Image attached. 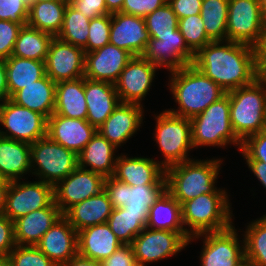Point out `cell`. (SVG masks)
Returning <instances> with one entry per match:
<instances>
[{
  "instance_id": "obj_40",
  "label": "cell",
  "mask_w": 266,
  "mask_h": 266,
  "mask_svg": "<svg viewBox=\"0 0 266 266\" xmlns=\"http://www.w3.org/2000/svg\"><path fill=\"white\" fill-rule=\"evenodd\" d=\"M89 24L90 19L68 3L62 28L56 37L83 49L87 45Z\"/></svg>"
},
{
  "instance_id": "obj_57",
  "label": "cell",
  "mask_w": 266,
  "mask_h": 266,
  "mask_svg": "<svg viewBox=\"0 0 266 266\" xmlns=\"http://www.w3.org/2000/svg\"><path fill=\"white\" fill-rule=\"evenodd\" d=\"M107 11L110 14L122 12L124 0H105Z\"/></svg>"
},
{
  "instance_id": "obj_34",
  "label": "cell",
  "mask_w": 266,
  "mask_h": 266,
  "mask_svg": "<svg viewBox=\"0 0 266 266\" xmlns=\"http://www.w3.org/2000/svg\"><path fill=\"white\" fill-rule=\"evenodd\" d=\"M8 87V98L18 90L46 75L45 61L10 56L4 60Z\"/></svg>"
},
{
  "instance_id": "obj_54",
  "label": "cell",
  "mask_w": 266,
  "mask_h": 266,
  "mask_svg": "<svg viewBox=\"0 0 266 266\" xmlns=\"http://www.w3.org/2000/svg\"><path fill=\"white\" fill-rule=\"evenodd\" d=\"M257 49V65L260 76H266V24L262 40Z\"/></svg>"
},
{
  "instance_id": "obj_7",
  "label": "cell",
  "mask_w": 266,
  "mask_h": 266,
  "mask_svg": "<svg viewBox=\"0 0 266 266\" xmlns=\"http://www.w3.org/2000/svg\"><path fill=\"white\" fill-rule=\"evenodd\" d=\"M156 126L154 139L163 155L159 164L167 169L175 164L193 159L189 158L192 144L190 119L174 115L166 109L159 114H154Z\"/></svg>"
},
{
  "instance_id": "obj_49",
  "label": "cell",
  "mask_w": 266,
  "mask_h": 266,
  "mask_svg": "<svg viewBox=\"0 0 266 266\" xmlns=\"http://www.w3.org/2000/svg\"><path fill=\"white\" fill-rule=\"evenodd\" d=\"M15 246L14 222L0 215V258H6Z\"/></svg>"
},
{
  "instance_id": "obj_56",
  "label": "cell",
  "mask_w": 266,
  "mask_h": 266,
  "mask_svg": "<svg viewBox=\"0 0 266 266\" xmlns=\"http://www.w3.org/2000/svg\"><path fill=\"white\" fill-rule=\"evenodd\" d=\"M64 266H100L97 261L85 258L79 254L71 258Z\"/></svg>"
},
{
  "instance_id": "obj_60",
  "label": "cell",
  "mask_w": 266,
  "mask_h": 266,
  "mask_svg": "<svg viewBox=\"0 0 266 266\" xmlns=\"http://www.w3.org/2000/svg\"><path fill=\"white\" fill-rule=\"evenodd\" d=\"M9 181L3 176L2 172L0 171V185H9Z\"/></svg>"
},
{
  "instance_id": "obj_35",
  "label": "cell",
  "mask_w": 266,
  "mask_h": 266,
  "mask_svg": "<svg viewBox=\"0 0 266 266\" xmlns=\"http://www.w3.org/2000/svg\"><path fill=\"white\" fill-rule=\"evenodd\" d=\"M69 0L31 3L27 25L56 37L63 24Z\"/></svg>"
},
{
  "instance_id": "obj_10",
  "label": "cell",
  "mask_w": 266,
  "mask_h": 266,
  "mask_svg": "<svg viewBox=\"0 0 266 266\" xmlns=\"http://www.w3.org/2000/svg\"><path fill=\"white\" fill-rule=\"evenodd\" d=\"M265 24L260 0H229L227 40L257 48Z\"/></svg>"
},
{
  "instance_id": "obj_25",
  "label": "cell",
  "mask_w": 266,
  "mask_h": 266,
  "mask_svg": "<svg viewBox=\"0 0 266 266\" xmlns=\"http://www.w3.org/2000/svg\"><path fill=\"white\" fill-rule=\"evenodd\" d=\"M86 120L99 128L120 103L115 84L85 78Z\"/></svg>"
},
{
  "instance_id": "obj_59",
  "label": "cell",
  "mask_w": 266,
  "mask_h": 266,
  "mask_svg": "<svg viewBox=\"0 0 266 266\" xmlns=\"http://www.w3.org/2000/svg\"><path fill=\"white\" fill-rule=\"evenodd\" d=\"M260 5H261L263 19L266 23V0H260Z\"/></svg>"
},
{
  "instance_id": "obj_19",
  "label": "cell",
  "mask_w": 266,
  "mask_h": 266,
  "mask_svg": "<svg viewBox=\"0 0 266 266\" xmlns=\"http://www.w3.org/2000/svg\"><path fill=\"white\" fill-rule=\"evenodd\" d=\"M132 57L126 50L108 43L100 49L85 53L84 77L115 84Z\"/></svg>"
},
{
  "instance_id": "obj_6",
  "label": "cell",
  "mask_w": 266,
  "mask_h": 266,
  "mask_svg": "<svg viewBox=\"0 0 266 266\" xmlns=\"http://www.w3.org/2000/svg\"><path fill=\"white\" fill-rule=\"evenodd\" d=\"M190 121L192 144L195 149L205 146L226 148L229 145L236 146L238 151L241 149L242 142L236 137L230 122L228 92Z\"/></svg>"
},
{
  "instance_id": "obj_21",
  "label": "cell",
  "mask_w": 266,
  "mask_h": 266,
  "mask_svg": "<svg viewBox=\"0 0 266 266\" xmlns=\"http://www.w3.org/2000/svg\"><path fill=\"white\" fill-rule=\"evenodd\" d=\"M150 40L143 17L117 12L111 14L109 43L132 56H141Z\"/></svg>"
},
{
  "instance_id": "obj_52",
  "label": "cell",
  "mask_w": 266,
  "mask_h": 266,
  "mask_svg": "<svg viewBox=\"0 0 266 266\" xmlns=\"http://www.w3.org/2000/svg\"><path fill=\"white\" fill-rule=\"evenodd\" d=\"M203 0H168L178 19L201 13Z\"/></svg>"
},
{
  "instance_id": "obj_42",
  "label": "cell",
  "mask_w": 266,
  "mask_h": 266,
  "mask_svg": "<svg viewBox=\"0 0 266 266\" xmlns=\"http://www.w3.org/2000/svg\"><path fill=\"white\" fill-rule=\"evenodd\" d=\"M149 35H165L178 28L179 19L167 2L144 17Z\"/></svg>"
},
{
  "instance_id": "obj_33",
  "label": "cell",
  "mask_w": 266,
  "mask_h": 266,
  "mask_svg": "<svg viewBox=\"0 0 266 266\" xmlns=\"http://www.w3.org/2000/svg\"><path fill=\"white\" fill-rule=\"evenodd\" d=\"M53 114L86 120L85 77L56 83Z\"/></svg>"
},
{
  "instance_id": "obj_36",
  "label": "cell",
  "mask_w": 266,
  "mask_h": 266,
  "mask_svg": "<svg viewBox=\"0 0 266 266\" xmlns=\"http://www.w3.org/2000/svg\"><path fill=\"white\" fill-rule=\"evenodd\" d=\"M53 38V35L26 24L18 33L12 56L45 61Z\"/></svg>"
},
{
  "instance_id": "obj_38",
  "label": "cell",
  "mask_w": 266,
  "mask_h": 266,
  "mask_svg": "<svg viewBox=\"0 0 266 266\" xmlns=\"http://www.w3.org/2000/svg\"><path fill=\"white\" fill-rule=\"evenodd\" d=\"M243 235L245 259L266 266V214L247 223Z\"/></svg>"
},
{
  "instance_id": "obj_12",
  "label": "cell",
  "mask_w": 266,
  "mask_h": 266,
  "mask_svg": "<svg viewBox=\"0 0 266 266\" xmlns=\"http://www.w3.org/2000/svg\"><path fill=\"white\" fill-rule=\"evenodd\" d=\"M238 234L233 224L223 231L192 236L188 245L194 239L198 240L202 237L200 239L203 240V248L199 256L200 266H238L245 259L244 240H241Z\"/></svg>"
},
{
  "instance_id": "obj_4",
  "label": "cell",
  "mask_w": 266,
  "mask_h": 266,
  "mask_svg": "<svg viewBox=\"0 0 266 266\" xmlns=\"http://www.w3.org/2000/svg\"><path fill=\"white\" fill-rule=\"evenodd\" d=\"M228 94L231 126L241 142L266 130V76H260L252 84Z\"/></svg>"
},
{
  "instance_id": "obj_14",
  "label": "cell",
  "mask_w": 266,
  "mask_h": 266,
  "mask_svg": "<svg viewBox=\"0 0 266 266\" xmlns=\"http://www.w3.org/2000/svg\"><path fill=\"white\" fill-rule=\"evenodd\" d=\"M138 266L161 261L185 250L188 241L178 232L145 228L130 244Z\"/></svg>"
},
{
  "instance_id": "obj_46",
  "label": "cell",
  "mask_w": 266,
  "mask_h": 266,
  "mask_svg": "<svg viewBox=\"0 0 266 266\" xmlns=\"http://www.w3.org/2000/svg\"><path fill=\"white\" fill-rule=\"evenodd\" d=\"M29 6L23 0H0V20L12 21L25 26Z\"/></svg>"
},
{
  "instance_id": "obj_44",
  "label": "cell",
  "mask_w": 266,
  "mask_h": 266,
  "mask_svg": "<svg viewBox=\"0 0 266 266\" xmlns=\"http://www.w3.org/2000/svg\"><path fill=\"white\" fill-rule=\"evenodd\" d=\"M111 27V14H105L90 19L87 45L83 48L85 53L95 51L109 43Z\"/></svg>"
},
{
  "instance_id": "obj_9",
  "label": "cell",
  "mask_w": 266,
  "mask_h": 266,
  "mask_svg": "<svg viewBox=\"0 0 266 266\" xmlns=\"http://www.w3.org/2000/svg\"><path fill=\"white\" fill-rule=\"evenodd\" d=\"M0 124L4 128L0 130V136L30 145L47 136L48 119L17 105L10 98L0 103Z\"/></svg>"
},
{
  "instance_id": "obj_16",
  "label": "cell",
  "mask_w": 266,
  "mask_h": 266,
  "mask_svg": "<svg viewBox=\"0 0 266 266\" xmlns=\"http://www.w3.org/2000/svg\"><path fill=\"white\" fill-rule=\"evenodd\" d=\"M160 68L146 61L142 56H133L115 83L122 103L143 105V100L152 87L156 72Z\"/></svg>"
},
{
  "instance_id": "obj_37",
  "label": "cell",
  "mask_w": 266,
  "mask_h": 266,
  "mask_svg": "<svg viewBox=\"0 0 266 266\" xmlns=\"http://www.w3.org/2000/svg\"><path fill=\"white\" fill-rule=\"evenodd\" d=\"M228 2L229 0L202 1L200 14L211 41L227 40Z\"/></svg>"
},
{
  "instance_id": "obj_31",
  "label": "cell",
  "mask_w": 266,
  "mask_h": 266,
  "mask_svg": "<svg viewBox=\"0 0 266 266\" xmlns=\"http://www.w3.org/2000/svg\"><path fill=\"white\" fill-rule=\"evenodd\" d=\"M56 83L47 75L18 90L10 99L17 105L44 115L47 119L54 113Z\"/></svg>"
},
{
  "instance_id": "obj_53",
  "label": "cell",
  "mask_w": 266,
  "mask_h": 266,
  "mask_svg": "<svg viewBox=\"0 0 266 266\" xmlns=\"http://www.w3.org/2000/svg\"><path fill=\"white\" fill-rule=\"evenodd\" d=\"M250 172L258 179L260 184L266 189V164L256 160H246Z\"/></svg>"
},
{
  "instance_id": "obj_41",
  "label": "cell",
  "mask_w": 266,
  "mask_h": 266,
  "mask_svg": "<svg viewBox=\"0 0 266 266\" xmlns=\"http://www.w3.org/2000/svg\"><path fill=\"white\" fill-rule=\"evenodd\" d=\"M180 30L188 48L196 54L211 40L207 37L201 14L190 15L179 19Z\"/></svg>"
},
{
  "instance_id": "obj_5",
  "label": "cell",
  "mask_w": 266,
  "mask_h": 266,
  "mask_svg": "<svg viewBox=\"0 0 266 266\" xmlns=\"http://www.w3.org/2000/svg\"><path fill=\"white\" fill-rule=\"evenodd\" d=\"M229 196L228 193L201 194L182 203V222L186 233L192 237L231 227L234 215Z\"/></svg>"
},
{
  "instance_id": "obj_24",
  "label": "cell",
  "mask_w": 266,
  "mask_h": 266,
  "mask_svg": "<svg viewBox=\"0 0 266 266\" xmlns=\"http://www.w3.org/2000/svg\"><path fill=\"white\" fill-rule=\"evenodd\" d=\"M63 216L53 201L48 207L32 211L14 221L16 245L36 246L51 226Z\"/></svg>"
},
{
  "instance_id": "obj_15",
  "label": "cell",
  "mask_w": 266,
  "mask_h": 266,
  "mask_svg": "<svg viewBox=\"0 0 266 266\" xmlns=\"http://www.w3.org/2000/svg\"><path fill=\"white\" fill-rule=\"evenodd\" d=\"M149 36L141 55L149 63L169 72L193 63L195 54L188 48L178 28L165 35Z\"/></svg>"
},
{
  "instance_id": "obj_22",
  "label": "cell",
  "mask_w": 266,
  "mask_h": 266,
  "mask_svg": "<svg viewBox=\"0 0 266 266\" xmlns=\"http://www.w3.org/2000/svg\"><path fill=\"white\" fill-rule=\"evenodd\" d=\"M97 129L87 120L52 114L48 118L47 136L77 155L91 141Z\"/></svg>"
},
{
  "instance_id": "obj_20",
  "label": "cell",
  "mask_w": 266,
  "mask_h": 266,
  "mask_svg": "<svg viewBox=\"0 0 266 266\" xmlns=\"http://www.w3.org/2000/svg\"><path fill=\"white\" fill-rule=\"evenodd\" d=\"M143 118L142 105L120 102L106 121L97 128V132L119 149L139 131Z\"/></svg>"
},
{
  "instance_id": "obj_11",
  "label": "cell",
  "mask_w": 266,
  "mask_h": 266,
  "mask_svg": "<svg viewBox=\"0 0 266 266\" xmlns=\"http://www.w3.org/2000/svg\"><path fill=\"white\" fill-rule=\"evenodd\" d=\"M104 190L113 208H123L132 215H149L151 206L166 190L165 173L153 185L131 186L113 176L107 177Z\"/></svg>"
},
{
  "instance_id": "obj_45",
  "label": "cell",
  "mask_w": 266,
  "mask_h": 266,
  "mask_svg": "<svg viewBox=\"0 0 266 266\" xmlns=\"http://www.w3.org/2000/svg\"><path fill=\"white\" fill-rule=\"evenodd\" d=\"M239 152L243 160H256L266 164V130L247 137Z\"/></svg>"
},
{
  "instance_id": "obj_58",
  "label": "cell",
  "mask_w": 266,
  "mask_h": 266,
  "mask_svg": "<svg viewBox=\"0 0 266 266\" xmlns=\"http://www.w3.org/2000/svg\"><path fill=\"white\" fill-rule=\"evenodd\" d=\"M9 185H0V215L4 214L6 207V194Z\"/></svg>"
},
{
  "instance_id": "obj_62",
  "label": "cell",
  "mask_w": 266,
  "mask_h": 266,
  "mask_svg": "<svg viewBox=\"0 0 266 266\" xmlns=\"http://www.w3.org/2000/svg\"><path fill=\"white\" fill-rule=\"evenodd\" d=\"M0 266H10L7 258H0Z\"/></svg>"
},
{
  "instance_id": "obj_18",
  "label": "cell",
  "mask_w": 266,
  "mask_h": 266,
  "mask_svg": "<svg viewBox=\"0 0 266 266\" xmlns=\"http://www.w3.org/2000/svg\"><path fill=\"white\" fill-rule=\"evenodd\" d=\"M84 49L54 37L45 59L46 75L55 83L84 77Z\"/></svg>"
},
{
  "instance_id": "obj_1",
  "label": "cell",
  "mask_w": 266,
  "mask_h": 266,
  "mask_svg": "<svg viewBox=\"0 0 266 266\" xmlns=\"http://www.w3.org/2000/svg\"><path fill=\"white\" fill-rule=\"evenodd\" d=\"M192 65L225 92L248 86L260 77L257 49L230 40L206 44L194 55Z\"/></svg>"
},
{
  "instance_id": "obj_63",
  "label": "cell",
  "mask_w": 266,
  "mask_h": 266,
  "mask_svg": "<svg viewBox=\"0 0 266 266\" xmlns=\"http://www.w3.org/2000/svg\"><path fill=\"white\" fill-rule=\"evenodd\" d=\"M46 1H56V0H31V3L46 2Z\"/></svg>"
},
{
  "instance_id": "obj_23",
  "label": "cell",
  "mask_w": 266,
  "mask_h": 266,
  "mask_svg": "<svg viewBox=\"0 0 266 266\" xmlns=\"http://www.w3.org/2000/svg\"><path fill=\"white\" fill-rule=\"evenodd\" d=\"M36 247L58 266L78 254L77 231L62 216L42 236Z\"/></svg>"
},
{
  "instance_id": "obj_39",
  "label": "cell",
  "mask_w": 266,
  "mask_h": 266,
  "mask_svg": "<svg viewBox=\"0 0 266 266\" xmlns=\"http://www.w3.org/2000/svg\"><path fill=\"white\" fill-rule=\"evenodd\" d=\"M149 215H132L123 208H113L107 224L123 245H130L146 228Z\"/></svg>"
},
{
  "instance_id": "obj_8",
  "label": "cell",
  "mask_w": 266,
  "mask_h": 266,
  "mask_svg": "<svg viewBox=\"0 0 266 266\" xmlns=\"http://www.w3.org/2000/svg\"><path fill=\"white\" fill-rule=\"evenodd\" d=\"M78 167V155L48 136L31 144V176L55 186Z\"/></svg>"
},
{
  "instance_id": "obj_2",
  "label": "cell",
  "mask_w": 266,
  "mask_h": 266,
  "mask_svg": "<svg viewBox=\"0 0 266 266\" xmlns=\"http://www.w3.org/2000/svg\"><path fill=\"white\" fill-rule=\"evenodd\" d=\"M169 73L168 88L178 107L166 110L174 115L191 119L227 93L192 64Z\"/></svg>"
},
{
  "instance_id": "obj_28",
  "label": "cell",
  "mask_w": 266,
  "mask_h": 266,
  "mask_svg": "<svg viewBox=\"0 0 266 266\" xmlns=\"http://www.w3.org/2000/svg\"><path fill=\"white\" fill-rule=\"evenodd\" d=\"M113 206L108 194L102 190L88 199L69 207L63 216L78 232L90 226L107 223Z\"/></svg>"
},
{
  "instance_id": "obj_27",
  "label": "cell",
  "mask_w": 266,
  "mask_h": 266,
  "mask_svg": "<svg viewBox=\"0 0 266 266\" xmlns=\"http://www.w3.org/2000/svg\"><path fill=\"white\" fill-rule=\"evenodd\" d=\"M77 243L79 255L98 263L110 257L123 245L107 223L78 231Z\"/></svg>"
},
{
  "instance_id": "obj_3",
  "label": "cell",
  "mask_w": 266,
  "mask_h": 266,
  "mask_svg": "<svg viewBox=\"0 0 266 266\" xmlns=\"http://www.w3.org/2000/svg\"><path fill=\"white\" fill-rule=\"evenodd\" d=\"M223 159H190L165 169L166 190L180 204L201 194L227 193L215 185Z\"/></svg>"
},
{
  "instance_id": "obj_32",
  "label": "cell",
  "mask_w": 266,
  "mask_h": 266,
  "mask_svg": "<svg viewBox=\"0 0 266 266\" xmlns=\"http://www.w3.org/2000/svg\"><path fill=\"white\" fill-rule=\"evenodd\" d=\"M146 228L178 232L187 241L191 238L184 229L181 204L167 190L151 206Z\"/></svg>"
},
{
  "instance_id": "obj_61",
  "label": "cell",
  "mask_w": 266,
  "mask_h": 266,
  "mask_svg": "<svg viewBox=\"0 0 266 266\" xmlns=\"http://www.w3.org/2000/svg\"><path fill=\"white\" fill-rule=\"evenodd\" d=\"M238 266H255L252 262L244 259Z\"/></svg>"
},
{
  "instance_id": "obj_51",
  "label": "cell",
  "mask_w": 266,
  "mask_h": 266,
  "mask_svg": "<svg viewBox=\"0 0 266 266\" xmlns=\"http://www.w3.org/2000/svg\"><path fill=\"white\" fill-rule=\"evenodd\" d=\"M100 266H138L131 245H122L110 257L101 261Z\"/></svg>"
},
{
  "instance_id": "obj_55",
  "label": "cell",
  "mask_w": 266,
  "mask_h": 266,
  "mask_svg": "<svg viewBox=\"0 0 266 266\" xmlns=\"http://www.w3.org/2000/svg\"><path fill=\"white\" fill-rule=\"evenodd\" d=\"M8 99V87L4 59H0V103Z\"/></svg>"
},
{
  "instance_id": "obj_30",
  "label": "cell",
  "mask_w": 266,
  "mask_h": 266,
  "mask_svg": "<svg viewBox=\"0 0 266 266\" xmlns=\"http://www.w3.org/2000/svg\"><path fill=\"white\" fill-rule=\"evenodd\" d=\"M0 171L7 181L26 179L31 174V145L0 136Z\"/></svg>"
},
{
  "instance_id": "obj_50",
  "label": "cell",
  "mask_w": 266,
  "mask_h": 266,
  "mask_svg": "<svg viewBox=\"0 0 266 266\" xmlns=\"http://www.w3.org/2000/svg\"><path fill=\"white\" fill-rule=\"evenodd\" d=\"M69 3L89 19L110 14L105 0H69Z\"/></svg>"
},
{
  "instance_id": "obj_64",
  "label": "cell",
  "mask_w": 266,
  "mask_h": 266,
  "mask_svg": "<svg viewBox=\"0 0 266 266\" xmlns=\"http://www.w3.org/2000/svg\"><path fill=\"white\" fill-rule=\"evenodd\" d=\"M28 6L31 4V0H23Z\"/></svg>"
},
{
  "instance_id": "obj_13",
  "label": "cell",
  "mask_w": 266,
  "mask_h": 266,
  "mask_svg": "<svg viewBox=\"0 0 266 266\" xmlns=\"http://www.w3.org/2000/svg\"><path fill=\"white\" fill-rule=\"evenodd\" d=\"M53 201V185L40 180L13 181L7 190L4 215L14 222L32 211L48 207Z\"/></svg>"
},
{
  "instance_id": "obj_26",
  "label": "cell",
  "mask_w": 266,
  "mask_h": 266,
  "mask_svg": "<svg viewBox=\"0 0 266 266\" xmlns=\"http://www.w3.org/2000/svg\"><path fill=\"white\" fill-rule=\"evenodd\" d=\"M164 173L157 158L128 157L121 153L117 156L113 177L131 186L153 185Z\"/></svg>"
},
{
  "instance_id": "obj_47",
  "label": "cell",
  "mask_w": 266,
  "mask_h": 266,
  "mask_svg": "<svg viewBox=\"0 0 266 266\" xmlns=\"http://www.w3.org/2000/svg\"><path fill=\"white\" fill-rule=\"evenodd\" d=\"M21 28V24L0 20V59L5 60L12 55Z\"/></svg>"
},
{
  "instance_id": "obj_48",
  "label": "cell",
  "mask_w": 266,
  "mask_h": 266,
  "mask_svg": "<svg viewBox=\"0 0 266 266\" xmlns=\"http://www.w3.org/2000/svg\"><path fill=\"white\" fill-rule=\"evenodd\" d=\"M167 2L168 0H124L122 13L144 18Z\"/></svg>"
},
{
  "instance_id": "obj_17",
  "label": "cell",
  "mask_w": 266,
  "mask_h": 266,
  "mask_svg": "<svg viewBox=\"0 0 266 266\" xmlns=\"http://www.w3.org/2000/svg\"><path fill=\"white\" fill-rule=\"evenodd\" d=\"M105 177L77 167L54 186V202L64 213L72 205L104 190Z\"/></svg>"
},
{
  "instance_id": "obj_29",
  "label": "cell",
  "mask_w": 266,
  "mask_h": 266,
  "mask_svg": "<svg viewBox=\"0 0 266 266\" xmlns=\"http://www.w3.org/2000/svg\"><path fill=\"white\" fill-rule=\"evenodd\" d=\"M116 151L106 138L96 132L78 154V167L103 175L105 178L111 177L115 171Z\"/></svg>"
},
{
  "instance_id": "obj_43",
  "label": "cell",
  "mask_w": 266,
  "mask_h": 266,
  "mask_svg": "<svg viewBox=\"0 0 266 266\" xmlns=\"http://www.w3.org/2000/svg\"><path fill=\"white\" fill-rule=\"evenodd\" d=\"M6 258L10 266H58L33 245H16Z\"/></svg>"
}]
</instances>
